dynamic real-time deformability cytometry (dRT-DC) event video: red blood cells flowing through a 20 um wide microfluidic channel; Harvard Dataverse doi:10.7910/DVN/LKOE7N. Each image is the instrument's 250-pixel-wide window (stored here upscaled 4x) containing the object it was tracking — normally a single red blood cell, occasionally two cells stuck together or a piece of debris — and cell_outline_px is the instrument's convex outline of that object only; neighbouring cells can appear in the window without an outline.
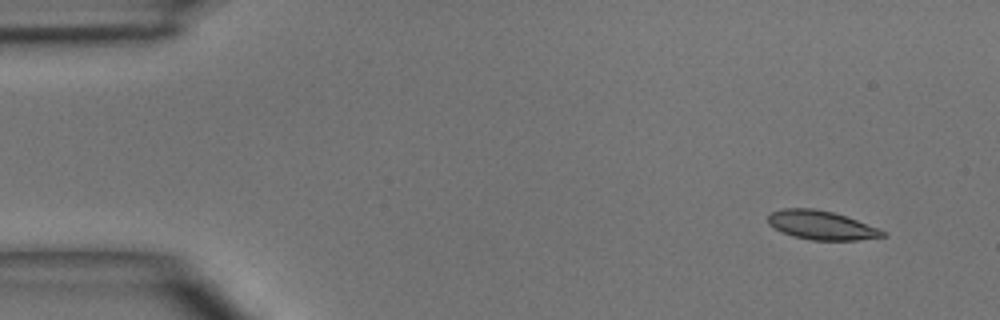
{"species": "common noctule bat (a hibernating species)", "species_latin": "Nyctalus noctula", "temperature_condition": "room temperature", "stored_images_in_passage": 4, "camera_frame_rate_fps": 3000, "um_per_image_px": 0.085, "animal": {"sex": "male", "body_mass_g": 15.6}, "frame": {"image": 1, "passage_image": 1, "time_ms": 0.0, "image_size_px": [1000, 320], "cell_outline_px": [[888, 236], [856, 240], [812, 240], [792, 236], [768, 224], [768, 216], [772, 212], [784, 208], [812, 208], [832, 212], [880, 228], [888, 232]], "centroid_in_image_um": [69.86, 19.15], "position_along_channel_um": 15.1, "area_um2": 19.19}}
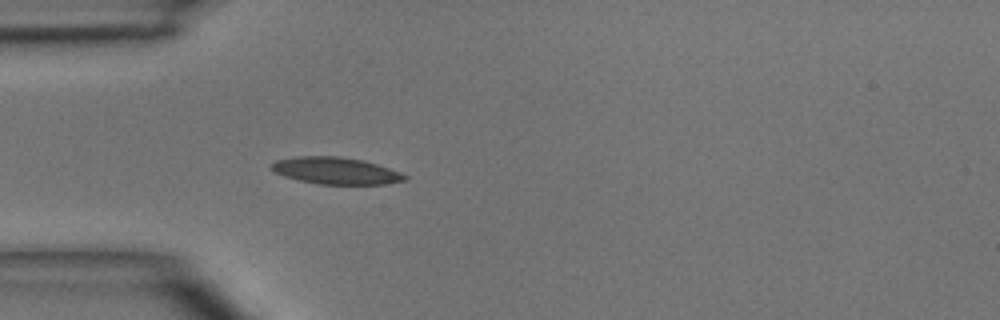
{"frame": {"image": 2, "passage_image": 4, "time_ms": 3.333, "image_size_px": [1000, 320], "cell_outline_px": [[408, 180], [384, 184], [320, 184], [300, 180], [284, 176], [276, 172], [272, 168], [272, 164], [276, 160], [296, 156], [340, 156], [364, 160], [400, 172], [408, 176]], "centroid_in_image_um": [28.58, 14.5], "position_along_channel_um": 56.4, "area_um2": 20.75}}